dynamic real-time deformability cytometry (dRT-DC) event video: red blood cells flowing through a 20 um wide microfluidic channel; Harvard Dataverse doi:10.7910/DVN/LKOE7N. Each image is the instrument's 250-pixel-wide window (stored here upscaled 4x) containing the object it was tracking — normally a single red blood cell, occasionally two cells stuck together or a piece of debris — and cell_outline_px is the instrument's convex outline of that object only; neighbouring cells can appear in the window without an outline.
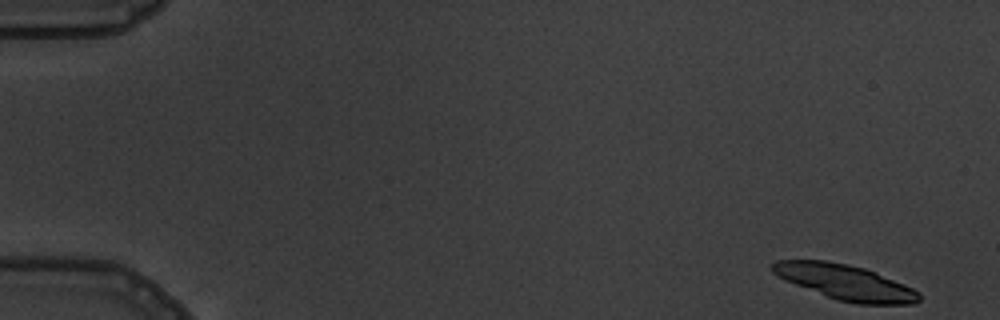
{"species": "common noctule bat (a hibernating species)", "species_latin": "Nyctalus noctula", "temperature_condition": "warm", "stored_images_in_passage": 6, "camera_frame_rate_fps": 3000, "um_per_image_px": 0.085, "animal": {"sex": "male", "body_mass_g": 19.5, "forearm_length_mm": 54.6}, "frame": {"image": 1, "passage_image": 1, "time_ms": 0.0, "image_size_px": [1000, 320], "cell_outline_px": [[920, 300], [912, 304], [856, 304], [840, 300], [828, 296], [784, 280], [772, 272], [772, 264], [776, 260], [824, 260], [848, 264], [864, 268], [876, 272], [912, 288], [920, 292]], "centroid_in_image_um": [71.85, 23.98], "position_along_channel_um": 13.1, "area_um2": 29.77}}
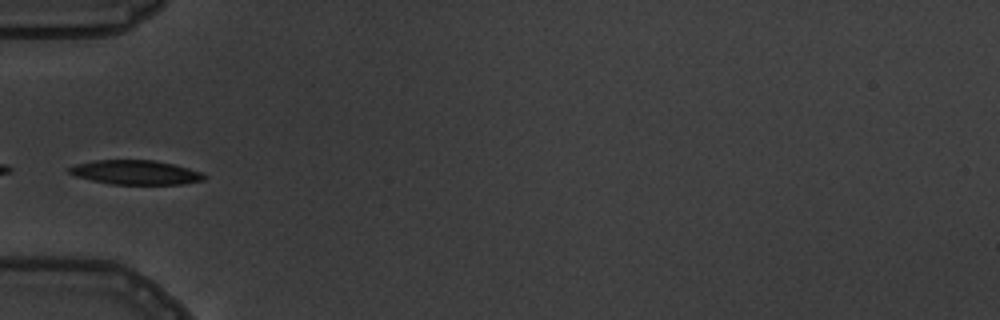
{"frame": {"image": 2, "passage_image": 6, "time_ms": 5.667, "image_size_px": [1000, 320], "cell_outline_px": [[208, 176], [204, 180], [184, 184], [112, 184], [92, 180], [76, 176], [68, 172], [68, 168], [76, 164], [96, 160], [152, 160], [172, 164], [188, 168], [200, 172]], "centroid_in_image_um": [11.54, 14.65], "position_along_channel_um": 73.5, "area_um2": 18.96}}